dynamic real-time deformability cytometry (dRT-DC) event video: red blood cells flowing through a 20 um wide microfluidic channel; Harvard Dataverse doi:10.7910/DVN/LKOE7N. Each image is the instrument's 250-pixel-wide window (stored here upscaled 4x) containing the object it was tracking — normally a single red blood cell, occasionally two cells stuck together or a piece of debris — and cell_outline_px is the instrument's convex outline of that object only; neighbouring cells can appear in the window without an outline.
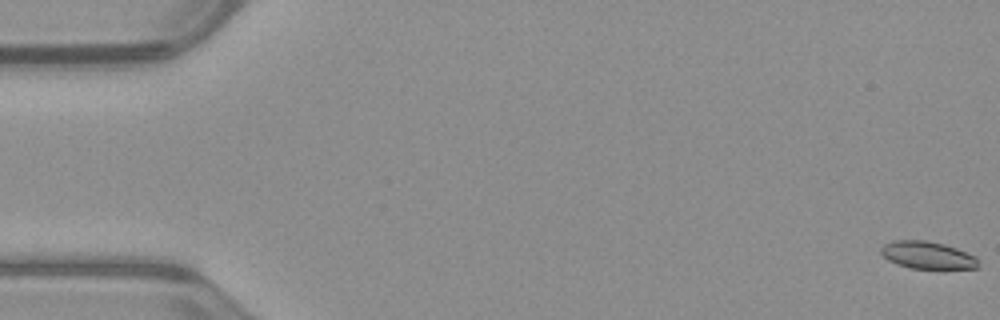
{"species": "common noctule bat (a hibernating species)", "species_latin": "Nyctalus noctula", "temperature_condition": "warm", "stored_images_in_passage": 53, "camera_frame_rate_fps": 3000, "um_per_image_px": 0.085, "animal": {"sex": "male", "body_mass_g": 23.1, "forearm_length_mm": 52.7}, "frame": {"image": 1, "passage_image": 1, "time_ms": 0.0, "image_size_px": [1000, 320], "cell_outline_px": [[980, 268], [940, 272], [908, 268], [896, 264], [888, 260], [880, 252], [880, 248], [884, 244], [892, 240], [928, 240], [944, 244], [956, 248], [976, 256]], "centroid_in_image_um": [78.89, 21.75], "position_along_channel_um": 6.1, "area_um2": 16.65}}
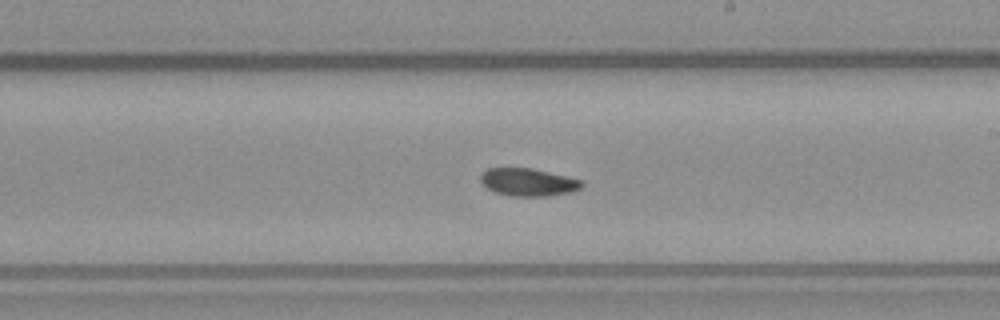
{"frame": {"image": 2, "passage_image": 31, "time_ms": 10.0, "image_size_px": [1000, 320], "cell_outline_px": [[584, 184], [580, 188], [568, 192], [552, 196], [508, 196], [496, 192], [488, 188], [480, 180], [480, 176], [488, 168], [532, 168], [568, 176], [584, 180]], "centroid_in_image_um": [44.93, 15.48], "position_along_channel_um": 244.1, "area_um2": 16.36}}
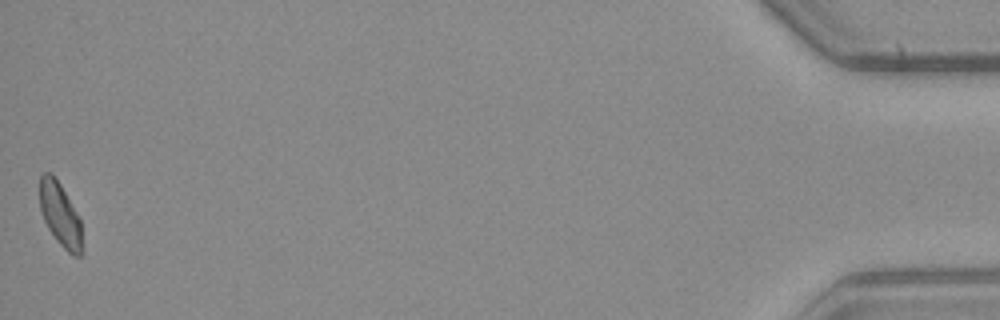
{"frame": {"image": 3, "passage_image": 53, "time_ms": 17.333, "image_size_px": [1000, 320], "cell_outline_px": [[80, 256], [72, 256], [60, 244], [48, 228], [44, 220], [40, 208], [40, 176], [44, 172], [52, 172], [60, 184], [80, 220]], "centroid_in_image_um": [5.07, 18.2], "position_along_channel_um": 430.1, "area_um2": 15.14}, "authors_computed_cell_mechanics": {"area_um2": 16.5308, "velocity_mm_per_s": 3.9526, "shape_relaxation_time_tau1_ms": 6.9234, "shape_relaxation_time_tau2_ms": null, "deformation_change_tau1": 0.1321, "deformation_change_tau2": null}}